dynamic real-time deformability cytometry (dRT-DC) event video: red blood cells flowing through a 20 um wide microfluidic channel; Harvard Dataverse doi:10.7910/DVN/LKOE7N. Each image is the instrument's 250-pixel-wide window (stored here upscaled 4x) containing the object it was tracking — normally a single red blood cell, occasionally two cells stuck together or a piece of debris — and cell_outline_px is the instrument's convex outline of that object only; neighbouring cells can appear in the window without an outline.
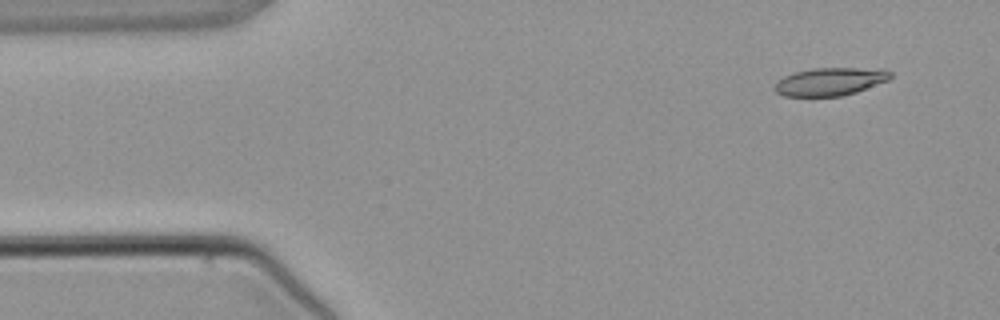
{"species": "common noctule bat (a hibernating species)", "species_latin": "Nyctalus noctula", "temperature_condition": "warm", "stored_images_in_passage": 3, "camera_frame_rate_fps": 3000, "um_per_image_px": 0.085, "animal": {"sex": "male", "body_mass_g": 21.5, "forearm_length_mm": 52.0}, "frame": {"image": 1, "passage_image": 1, "time_ms": 0.0, "image_size_px": [1000, 320], "cell_outline_px": [[892, 76], [888, 80], [856, 92], [844, 96], [784, 96], [776, 92], [772, 88], [776, 80], [784, 76], [796, 72], [812, 68], [856, 68], [892, 72]], "centroid_in_image_um": [70.47, 6.95], "position_along_channel_um": 14.5, "area_um2": 18.67}}